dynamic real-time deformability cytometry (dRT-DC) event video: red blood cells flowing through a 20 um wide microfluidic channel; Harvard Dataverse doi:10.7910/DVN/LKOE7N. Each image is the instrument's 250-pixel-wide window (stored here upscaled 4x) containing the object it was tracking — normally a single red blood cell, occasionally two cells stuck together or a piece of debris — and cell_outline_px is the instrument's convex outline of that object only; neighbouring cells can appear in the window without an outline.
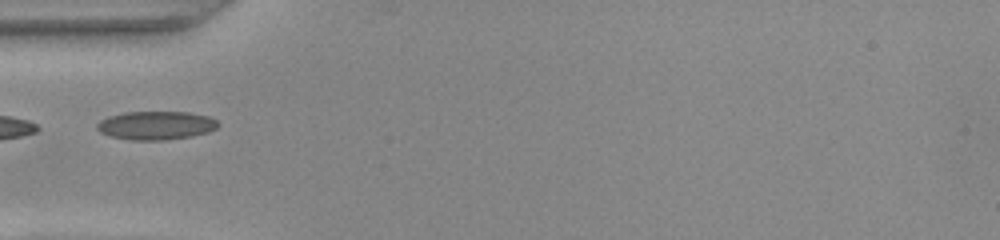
{"species": "common noctule bat (a hibernating species)", "species_latin": "Nyctalus noctula", "temperature_condition": "warm", "stored_images_in_passage": 31, "camera_frame_rate_fps": 3000, "um_per_image_px": 0.085, "animal": {"sex": "female", "body_mass_g": 22.0, "forearm_length_mm": 56.7}, "frame": {"image": 1, "passage_image": 1, "time_ms": 0.0, "image_size_px": [1000, 240], "cell_outline_px": [[220, 124], [216, 128], [208, 132], [192, 136], [164, 140], [128, 140], [112, 136], [100, 132], [96, 128], [96, 124], [100, 120], [108, 116], [124, 112], [188, 112], [208, 116], [216, 120]], "centroid_in_image_um": [13.25, 10.66], "position_along_channel_um": 71.8, "area_um2": 20.17}}